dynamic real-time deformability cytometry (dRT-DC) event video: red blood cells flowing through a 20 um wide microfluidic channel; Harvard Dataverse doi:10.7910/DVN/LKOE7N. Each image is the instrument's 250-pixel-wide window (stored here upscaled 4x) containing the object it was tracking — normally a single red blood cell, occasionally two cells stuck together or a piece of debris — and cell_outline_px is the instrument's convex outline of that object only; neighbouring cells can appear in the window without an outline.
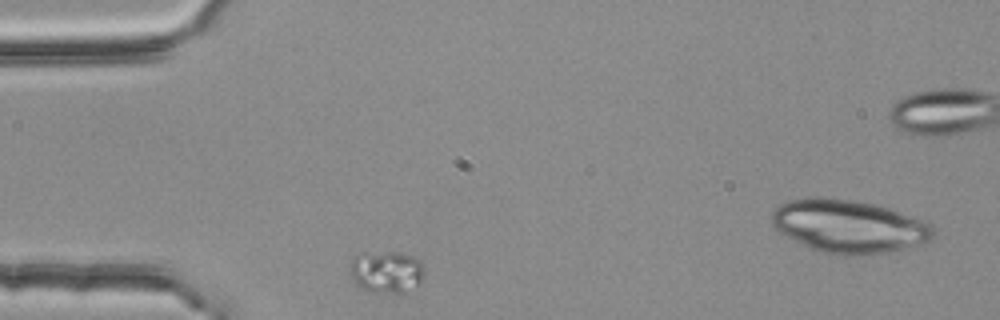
{"species": "common noctule bat (a hibernating species)", "species_latin": "Nyctalus noctula", "temperature_condition": "room temperature", "stored_images_in_passage": 7, "segment_of_instrument_passage": [2, 2], "camera_frame_rate_fps": 3000, "um_per_image_px": 0.085, "animal": {"sex": "female", "body_mass_g": 25.1}, "frame": {"image": 1, "passage_image": 3, "time_ms": 0.667, "image_size_px": [1000, 320], "cell_outline_px": [[424, 276], [420, 284], [404, 292], [376, 292], [360, 288], [356, 284], [352, 276], [352, 256], [360, 252], [396, 252], [416, 256], [424, 264]], "centroid_in_image_um": [32.89, 23.07], "position_along_channel_um": 52.1, "area_um2": 18.38}}